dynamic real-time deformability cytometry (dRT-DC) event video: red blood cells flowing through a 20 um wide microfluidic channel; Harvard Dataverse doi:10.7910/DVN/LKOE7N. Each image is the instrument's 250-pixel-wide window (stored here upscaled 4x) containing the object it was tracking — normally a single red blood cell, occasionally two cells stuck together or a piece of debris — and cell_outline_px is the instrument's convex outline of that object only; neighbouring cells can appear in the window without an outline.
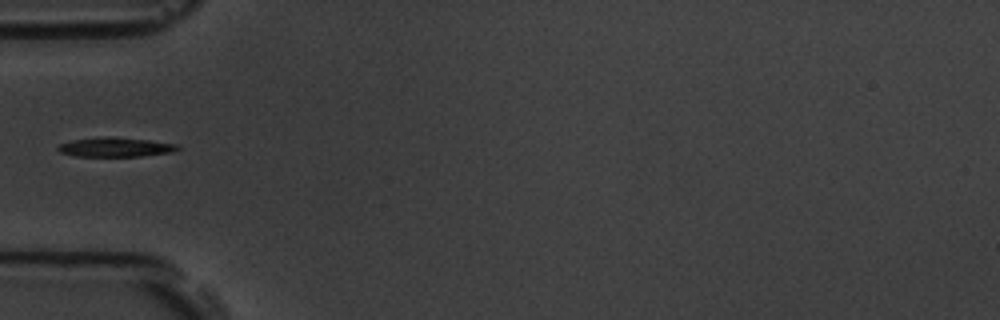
{"species": "common noctule bat (a hibernating species)", "species_latin": "Nyctalus noctula", "temperature_condition": "room temperature", "stored_images_in_passage": 5, "camera_frame_rate_fps": 3000, "um_per_image_px": 0.085, "animal": {"sex": "male", "body_mass_g": 19.5, "forearm_length_mm": 54.6}, "frame": {"image": 1, "passage_image": 5, "time_ms": 5.333, "image_size_px": [1000, 320], "cell_outline_px": [[180, 148], [172, 152], [140, 156], [76, 156], [60, 152], [56, 148], [60, 144], [72, 140], [100, 136], [108, 136], [148, 140], [176, 144]], "centroid_in_image_um": [9.77, 12.5], "position_along_channel_um": 75.2, "area_um2": 13.41}}